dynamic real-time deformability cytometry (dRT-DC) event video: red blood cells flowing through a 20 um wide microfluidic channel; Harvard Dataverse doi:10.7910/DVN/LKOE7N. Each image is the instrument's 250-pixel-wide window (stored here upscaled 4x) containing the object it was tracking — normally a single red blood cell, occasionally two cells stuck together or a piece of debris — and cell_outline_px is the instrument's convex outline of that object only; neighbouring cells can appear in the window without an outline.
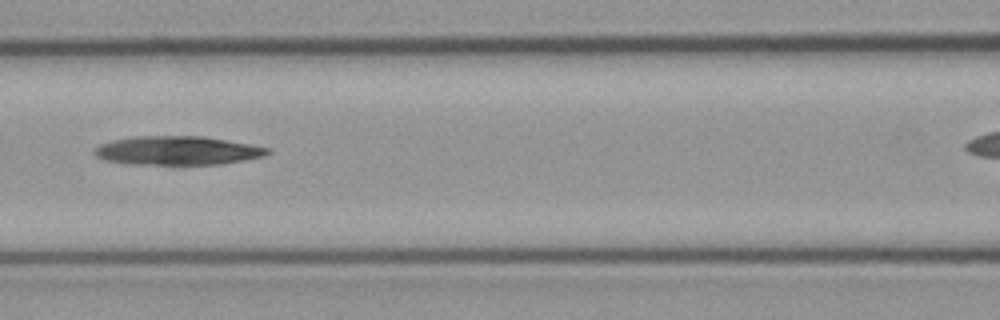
{"species": "common noctule bat (a hibernating species)", "species_latin": "Nyctalus noctula", "temperature_condition": "cold", "stored_images_in_passage": 4, "camera_frame_rate_fps": 3000, "um_per_image_px": 0.085, "animal": {"sex": "male", "body_mass_g": 23.1, "forearm_length_mm": 52.7}, "frame": {"image": 1, "passage_image": 3, "time_ms": 0.667, "image_size_px": [1000, 320], "cell_outline_px": [[272, 152], [260, 156], [244, 160], [224, 164], [128, 164], [104, 160], [96, 156], [92, 152], [100, 144], [112, 140], [136, 136], [204, 136], [272, 148]], "centroid_in_image_um": [15.07, 12.79], "position_along_channel_um": 151.5, "area_um2": 29.07}}